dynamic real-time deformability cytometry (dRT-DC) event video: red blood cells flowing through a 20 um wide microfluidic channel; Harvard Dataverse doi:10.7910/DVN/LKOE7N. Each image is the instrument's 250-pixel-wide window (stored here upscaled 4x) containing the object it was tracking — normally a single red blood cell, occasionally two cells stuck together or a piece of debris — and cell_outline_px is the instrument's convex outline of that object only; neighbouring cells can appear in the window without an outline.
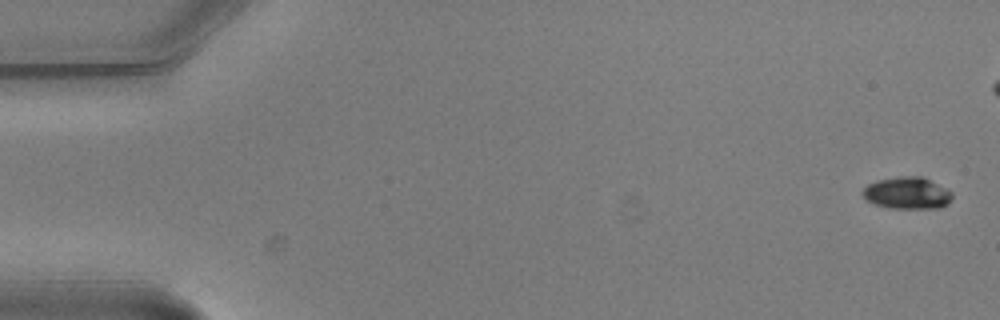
{"species": "common noctule bat (a hibernating species)", "species_latin": "Nyctalus noctula", "temperature_condition": "warm", "stored_images_in_passage": 5, "camera_frame_rate_fps": 3000, "um_per_image_px": 0.085, "animal": {"sex": "male", "body_mass_g": 20.5, "forearm_length_mm": 52.5}, "frame": {"image": 1, "passage_image": 1, "time_ms": 0.0, "image_size_px": [1000, 320], "cell_outline_px": [[952, 196], [948, 204], [940, 208], [888, 208], [876, 204], [868, 200], [860, 192], [868, 184], [876, 180], [900, 176], [924, 176], [952, 192]], "centroid_in_image_um": [77.12, 16.4], "position_along_channel_um": 7.9, "area_um2": 16.7}}